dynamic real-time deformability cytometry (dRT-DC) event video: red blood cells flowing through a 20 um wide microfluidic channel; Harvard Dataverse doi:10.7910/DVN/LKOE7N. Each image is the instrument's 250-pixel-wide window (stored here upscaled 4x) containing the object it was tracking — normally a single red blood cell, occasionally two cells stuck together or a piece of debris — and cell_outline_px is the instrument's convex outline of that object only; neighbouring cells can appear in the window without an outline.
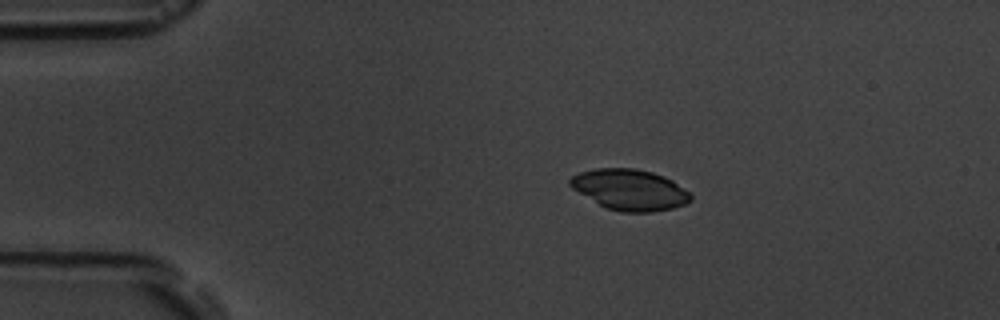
{"species": "common noctule bat (a hibernating species)", "species_latin": "Nyctalus noctula", "temperature_condition": "room temperature", "stored_images_in_passage": 4, "camera_frame_rate_fps": 3000, "um_per_image_px": 0.085, "animal": {"sex": "male", "body_mass_g": 19.5, "forearm_length_mm": 54.6}, "frame": {"image": 1, "passage_image": 2, "time_ms": 1.333, "image_size_px": [1000, 320], "cell_outline_px": [[692, 200], [684, 204], [672, 208], [652, 212], [620, 212], [608, 208], [600, 204], [572, 188], [568, 184], [568, 180], [572, 176], [580, 172], [596, 168], [636, 168], [652, 172], [664, 176], [672, 180], [688, 192], [692, 196]], "centroid_in_image_um": [53.53, 16.11], "position_along_channel_um": 31.5, "area_um2": 28.5}}